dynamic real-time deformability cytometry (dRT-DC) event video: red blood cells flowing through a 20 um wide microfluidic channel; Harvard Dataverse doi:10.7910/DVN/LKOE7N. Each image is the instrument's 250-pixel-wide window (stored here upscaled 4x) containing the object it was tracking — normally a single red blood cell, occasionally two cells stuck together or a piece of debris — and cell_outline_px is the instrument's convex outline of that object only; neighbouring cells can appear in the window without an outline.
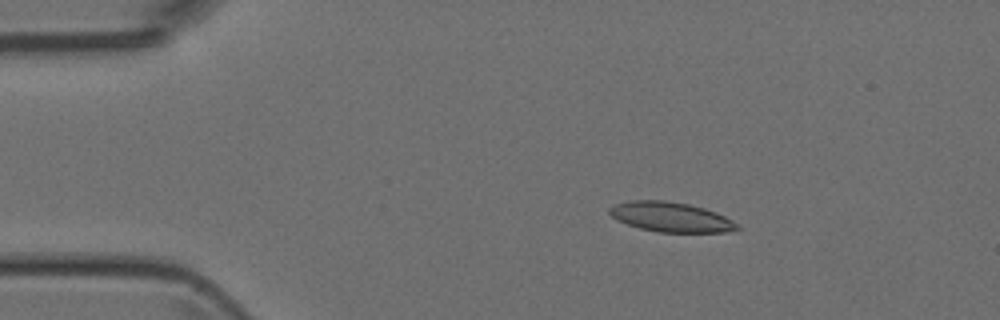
{"species": "Egyptian fruit bat (a non-hibernating species)", "species_latin": "Rousettus aegyptiacus", "temperature_condition": "room temperature", "stored_images_in_passage": 7, "camera_frame_rate_fps": 3000, "um_per_image_px": 0.085, "animal": {"sex": "female"}, "frame": {"image": 1, "passage_image": 3, "time_ms": 2.333, "image_size_px": [1000, 320], "cell_outline_px": [[740, 228], [724, 232], [656, 232], [640, 228], [628, 224], [612, 216], [608, 212], [608, 208], [616, 204], [632, 200], [664, 200], [688, 204], [704, 208], [716, 212], [740, 224]], "centroid_in_image_um": [57.04, 18.44], "position_along_channel_um": 28.0, "area_um2": 22.02}}
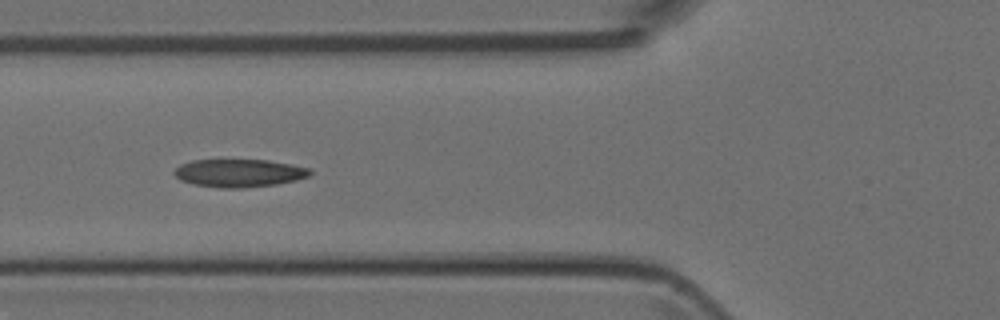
{"frame": {"image": 2, "passage_image": 6, "time_ms": 5.667, "image_size_px": [1000, 320], "cell_outline_px": [[312, 172], [308, 176], [296, 180], [276, 184], [244, 188], [220, 188], [192, 184], [180, 180], [172, 172], [180, 164], [192, 160], [268, 160], [292, 164], [308, 168]], "centroid_in_image_um": [20.29, 14.71], "position_along_channel_um": 105.5, "area_um2": 22.14}}
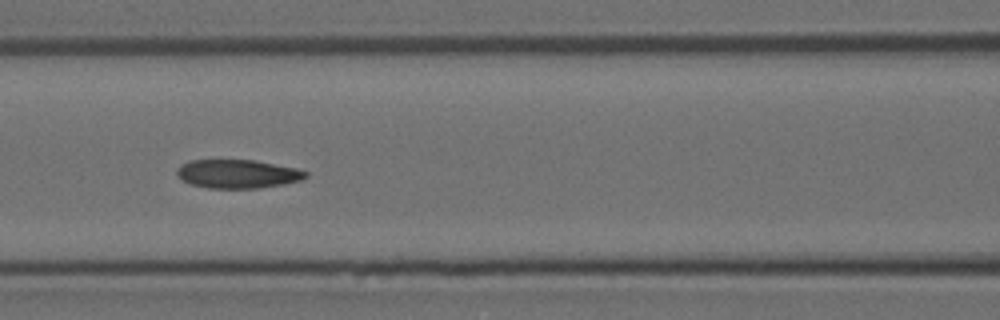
{"frame": {"image": 3, "passage_image": 7, "time_ms": 6.667, "image_size_px": [1000, 320], "cell_outline_px": [[308, 176], [300, 180], [284, 184], [260, 188], [208, 188], [192, 184], [184, 180], [176, 172], [176, 168], [180, 164], [192, 160], [252, 160], [296, 168], [308, 172]], "centroid_in_image_um": [20.2, 14.78], "position_along_channel_um": 146.4, "area_um2": 21.33}}